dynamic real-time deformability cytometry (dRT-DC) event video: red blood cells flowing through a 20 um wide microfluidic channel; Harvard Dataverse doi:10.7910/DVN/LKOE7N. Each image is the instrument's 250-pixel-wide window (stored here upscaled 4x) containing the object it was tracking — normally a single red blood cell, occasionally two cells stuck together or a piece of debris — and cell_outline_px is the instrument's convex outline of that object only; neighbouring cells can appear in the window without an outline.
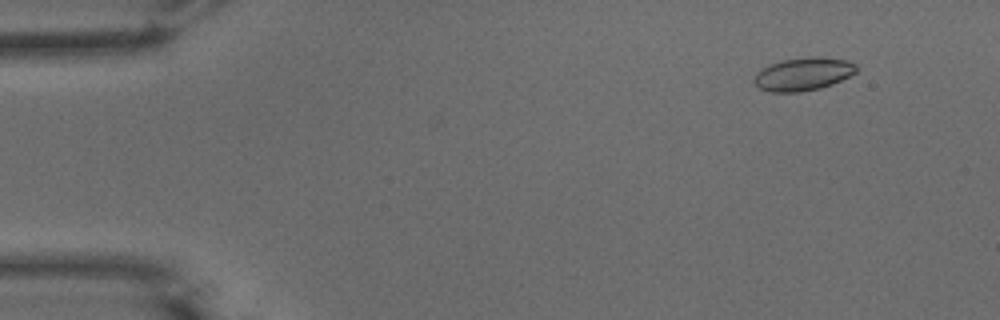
{"species": "common noctule bat (a hibernating species)", "species_latin": "Nyctalus noctula", "temperature_condition": "warm", "stored_images_in_passage": 52, "camera_frame_rate_fps": 3000, "um_per_image_px": 0.085, "animal": {"sex": "male", "body_mass_g": 15.6}, "frame": {"image": 1, "passage_image": 5, "time_ms": 1.333, "image_size_px": [1000, 320], "cell_outline_px": [[860, 68], [856, 72], [832, 84], [820, 88], [800, 92], [772, 92], [760, 88], [752, 80], [756, 72], [760, 68], [768, 64], [784, 60], [808, 56], [816, 56], [844, 60], [856, 64]], "centroid_in_image_um": [68.25, 6.29], "position_along_channel_um": 16.8, "area_um2": 19.77}}
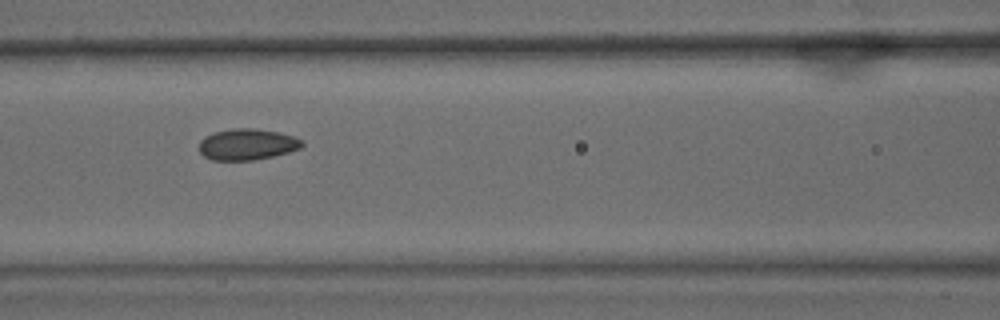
{"frame": {"image": 2, "passage_image": 23, "time_ms": 7.333, "image_size_px": [1000, 320], "cell_outline_px": [[304, 144], [300, 148], [288, 152], [272, 156], [252, 160], [212, 160], [204, 156], [200, 152], [200, 140], [216, 132], [232, 128], [252, 128], [276, 132], [296, 136], [304, 140]], "centroid_in_image_um": [21.05, 12.27], "position_along_channel_um": 145.6, "area_um2": 18.55}}
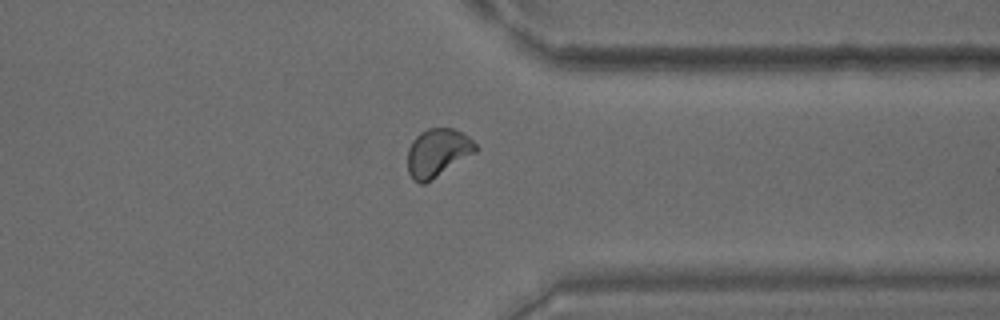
{"frame": {"image": 3, "passage_image": 41, "time_ms": 13.333, "image_size_px": [1000, 320], "cell_outline_px": [[480, 148], [476, 152], [432, 180], [424, 184], [420, 184], [412, 180], [408, 172], [408, 148], [412, 140], [420, 132], [428, 128], [452, 128], [464, 132]], "centroid_in_image_um": [37.2, 12.98], "position_along_channel_um": 374.2, "area_um2": 19.36}, "authors_computed_cell_mechanics": {"area_um2": 19.0162, "velocity_mm_per_s": 3.8633, "shape_relaxation_time_tau1_ms": 3.988, "shape_relaxation_time_tau2_ms": 1.1591, "deformation_change_tau1": 0.0846, "deformation_change_tau2": 0.05}}